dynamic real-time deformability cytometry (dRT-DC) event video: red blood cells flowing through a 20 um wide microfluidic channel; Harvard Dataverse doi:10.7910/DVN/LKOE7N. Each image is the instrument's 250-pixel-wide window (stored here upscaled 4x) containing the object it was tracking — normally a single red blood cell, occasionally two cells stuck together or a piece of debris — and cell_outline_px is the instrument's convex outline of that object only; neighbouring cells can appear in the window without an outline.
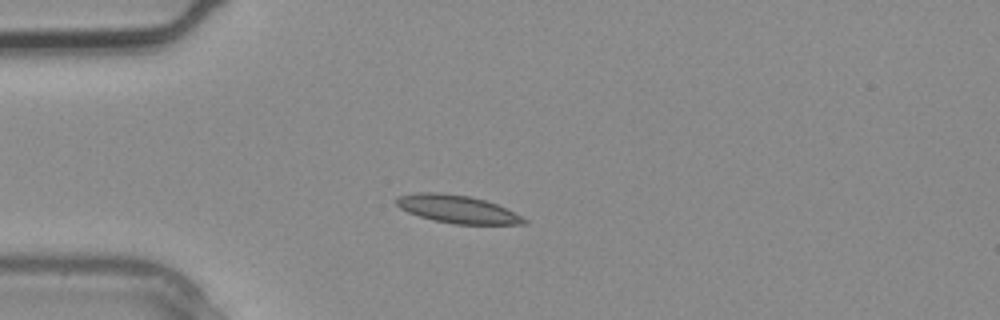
{"species": "common noctule bat (a hibernating species)", "species_latin": "Nyctalus noctula", "temperature_condition": "warm", "stored_images_in_passage": 3, "camera_frame_rate_fps": 3000, "um_per_image_px": 0.085, "animal": {"sex": "male", "body_mass_g": 20.4}, "frame": {"image": 1, "passage_image": 3, "time_ms": 0.667, "image_size_px": [1000, 320], "cell_outline_px": [[528, 224], [452, 224], [432, 220], [408, 212], [400, 208], [396, 204], [396, 196], [416, 192], [440, 192], [468, 196], [484, 200], [496, 204], [528, 220]], "centroid_in_image_um": [38.82, 17.77], "position_along_channel_um": 46.2, "area_um2": 20.63}}